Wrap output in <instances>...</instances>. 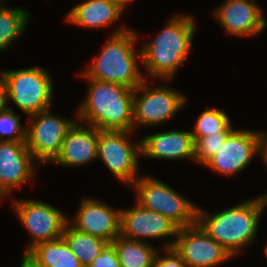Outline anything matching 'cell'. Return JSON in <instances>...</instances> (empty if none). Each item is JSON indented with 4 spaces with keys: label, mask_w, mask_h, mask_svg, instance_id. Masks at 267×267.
<instances>
[{
    "label": "cell",
    "mask_w": 267,
    "mask_h": 267,
    "mask_svg": "<svg viewBox=\"0 0 267 267\" xmlns=\"http://www.w3.org/2000/svg\"><path fill=\"white\" fill-rule=\"evenodd\" d=\"M5 86L6 103L13 101L23 113L31 116L51 107L54 93L49 72L42 67L0 71Z\"/></svg>",
    "instance_id": "5b68a950"
},
{
    "label": "cell",
    "mask_w": 267,
    "mask_h": 267,
    "mask_svg": "<svg viewBox=\"0 0 267 267\" xmlns=\"http://www.w3.org/2000/svg\"><path fill=\"white\" fill-rule=\"evenodd\" d=\"M117 251L121 267H153L157 248L148 242L119 236L111 243Z\"/></svg>",
    "instance_id": "44dd1931"
},
{
    "label": "cell",
    "mask_w": 267,
    "mask_h": 267,
    "mask_svg": "<svg viewBox=\"0 0 267 267\" xmlns=\"http://www.w3.org/2000/svg\"><path fill=\"white\" fill-rule=\"evenodd\" d=\"M76 121L62 118L50 108L29 116L26 145L37 163H51L61 150L68 130Z\"/></svg>",
    "instance_id": "9c48e42d"
},
{
    "label": "cell",
    "mask_w": 267,
    "mask_h": 267,
    "mask_svg": "<svg viewBox=\"0 0 267 267\" xmlns=\"http://www.w3.org/2000/svg\"><path fill=\"white\" fill-rule=\"evenodd\" d=\"M12 203L15 214L31 236L24 252H29L39 243L62 237L69 217L60 209L33 199H15Z\"/></svg>",
    "instance_id": "30bf717a"
},
{
    "label": "cell",
    "mask_w": 267,
    "mask_h": 267,
    "mask_svg": "<svg viewBox=\"0 0 267 267\" xmlns=\"http://www.w3.org/2000/svg\"><path fill=\"white\" fill-rule=\"evenodd\" d=\"M5 6L3 0H0V7Z\"/></svg>",
    "instance_id": "836d02e7"
},
{
    "label": "cell",
    "mask_w": 267,
    "mask_h": 267,
    "mask_svg": "<svg viewBox=\"0 0 267 267\" xmlns=\"http://www.w3.org/2000/svg\"><path fill=\"white\" fill-rule=\"evenodd\" d=\"M164 256L156 253L153 267H187L181 256L172 248H164Z\"/></svg>",
    "instance_id": "83f0119b"
},
{
    "label": "cell",
    "mask_w": 267,
    "mask_h": 267,
    "mask_svg": "<svg viewBox=\"0 0 267 267\" xmlns=\"http://www.w3.org/2000/svg\"><path fill=\"white\" fill-rule=\"evenodd\" d=\"M143 157L163 160L190 159L195 162L191 131H162L140 139Z\"/></svg>",
    "instance_id": "ac0fdd59"
},
{
    "label": "cell",
    "mask_w": 267,
    "mask_h": 267,
    "mask_svg": "<svg viewBox=\"0 0 267 267\" xmlns=\"http://www.w3.org/2000/svg\"><path fill=\"white\" fill-rule=\"evenodd\" d=\"M132 133L98 129V158L128 187L139 178V158L142 156L140 140L134 143L129 138Z\"/></svg>",
    "instance_id": "52a82bcc"
},
{
    "label": "cell",
    "mask_w": 267,
    "mask_h": 267,
    "mask_svg": "<svg viewBox=\"0 0 267 267\" xmlns=\"http://www.w3.org/2000/svg\"><path fill=\"white\" fill-rule=\"evenodd\" d=\"M115 30L101 53L87 69L79 72L80 77L118 83L135 89L147 78L137 64V60L142 59L141 48L135 51L138 35L124 25Z\"/></svg>",
    "instance_id": "277c9868"
},
{
    "label": "cell",
    "mask_w": 267,
    "mask_h": 267,
    "mask_svg": "<svg viewBox=\"0 0 267 267\" xmlns=\"http://www.w3.org/2000/svg\"><path fill=\"white\" fill-rule=\"evenodd\" d=\"M258 154L267 166V133L258 131Z\"/></svg>",
    "instance_id": "f1b7e54d"
},
{
    "label": "cell",
    "mask_w": 267,
    "mask_h": 267,
    "mask_svg": "<svg viewBox=\"0 0 267 267\" xmlns=\"http://www.w3.org/2000/svg\"><path fill=\"white\" fill-rule=\"evenodd\" d=\"M136 203L169 218L179 228L197 223L198 206L152 175H142L131 186Z\"/></svg>",
    "instance_id": "8992f818"
},
{
    "label": "cell",
    "mask_w": 267,
    "mask_h": 267,
    "mask_svg": "<svg viewBox=\"0 0 267 267\" xmlns=\"http://www.w3.org/2000/svg\"><path fill=\"white\" fill-rule=\"evenodd\" d=\"M29 253L41 267H84L62 237L39 243Z\"/></svg>",
    "instance_id": "ffe728a7"
},
{
    "label": "cell",
    "mask_w": 267,
    "mask_h": 267,
    "mask_svg": "<svg viewBox=\"0 0 267 267\" xmlns=\"http://www.w3.org/2000/svg\"><path fill=\"white\" fill-rule=\"evenodd\" d=\"M34 162L26 142L0 141V199L34 179Z\"/></svg>",
    "instance_id": "9a60e30c"
},
{
    "label": "cell",
    "mask_w": 267,
    "mask_h": 267,
    "mask_svg": "<svg viewBox=\"0 0 267 267\" xmlns=\"http://www.w3.org/2000/svg\"><path fill=\"white\" fill-rule=\"evenodd\" d=\"M264 254H265V256L267 257V243H266V245L264 246Z\"/></svg>",
    "instance_id": "d6a6232c"
},
{
    "label": "cell",
    "mask_w": 267,
    "mask_h": 267,
    "mask_svg": "<svg viewBox=\"0 0 267 267\" xmlns=\"http://www.w3.org/2000/svg\"><path fill=\"white\" fill-rule=\"evenodd\" d=\"M193 129L194 139L234 130L226 112L211 107L200 114Z\"/></svg>",
    "instance_id": "cb8c5ba5"
},
{
    "label": "cell",
    "mask_w": 267,
    "mask_h": 267,
    "mask_svg": "<svg viewBox=\"0 0 267 267\" xmlns=\"http://www.w3.org/2000/svg\"><path fill=\"white\" fill-rule=\"evenodd\" d=\"M256 155H259L258 131L234 129L203 166L222 176H233L242 172Z\"/></svg>",
    "instance_id": "7c38bea8"
},
{
    "label": "cell",
    "mask_w": 267,
    "mask_h": 267,
    "mask_svg": "<svg viewBox=\"0 0 267 267\" xmlns=\"http://www.w3.org/2000/svg\"><path fill=\"white\" fill-rule=\"evenodd\" d=\"M8 106L6 103L5 86L2 78L0 77V112Z\"/></svg>",
    "instance_id": "4dcf8cb0"
},
{
    "label": "cell",
    "mask_w": 267,
    "mask_h": 267,
    "mask_svg": "<svg viewBox=\"0 0 267 267\" xmlns=\"http://www.w3.org/2000/svg\"><path fill=\"white\" fill-rule=\"evenodd\" d=\"M124 11L110 0H87L72 8L67 13L66 21L91 29L103 28L117 22Z\"/></svg>",
    "instance_id": "d6986e66"
},
{
    "label": "cell",
    "mask_w": 267,
    "mask_h": 267,
    "mask_svg": "<svg viewBox=\"0 0 267 267\" xmlns=\"http://www.w3.org/2000/svg\"><path fill=\"white\" fill-rule=\"evenodd\" d=\"M266 207L267 192L212 216L198 207L197 223L234 258L256 239L260 217Z\"/></svg>",
    "instance_id": "6da1fadb"
},
{
    "label": "cell",
    "mask_w": 267,
    "mask_h": 267,
    "mask_svg": "<svg viewBox=\"0 0 267 267\" xmlns=\"http://www.w3.org/2000/svg\"><path fill=\"white\" fill-rule=\"evenodd\" d=\"M231 132L232 131H223L222 133H217L215 135L194 139V158L196 164L199 163L203 166L215 153L218 152V149L223 145L227 136Z\"/></svg>",
    "instance_id": "484cf974"
},
{
    "label": "cell",
    "mask_w": 267,
    "mask_h": 267,
    "mask_svg": "<svg viewBox=\"0 0 267 267\" xmlns=\"http://www.w3.org/2000/svg\"><path fill=\"white\" fill-rule=\"evenodd\" d=\"M87 80L88 94L78 107L77 120L99 130L133 132L134 89L113 82Z\"/></svg>",
    "instance_id": "3957f363"
},
{
    "label": "cell",
    "mask_w": 267,
    "mask_h": 267,
    "mask_svg": "<svg viewBox=\"0 0 267 267\" xmlns=\"http://www.w3.org/2000/svg\"><path fill=\"white\" fill-rule=\"evenodd\" d=\"M110 1L117 3L125 10V7L129 4V2L131 3V1L133 0H110Z\"/></svg>",
    "instance_id": "1f68e13d"
},
{
    "label": "cell",
    "mask_w": 267,
    "mask_h": 267,
    "mask_svg": "<svg viewBox=\"0 0 267 267\" xmlns=\"http://www.w3.org/2000/svg\"><path fill=\"white\" fill-rule=\"evenodd\" d=\"M75 122L68 130L61 150L51 162L63 167L89 164L98 159V129Z\"/></svg>",
    "instance_id": "e0dca14e"
},
{
    "label": "cell",
    "mask_w": 267,
    "mask_h": 267,
    "mask_svg": "<svg viewBox=\"0 0 267 267\" xmlns=\"http://www.w3.org/2000/svg\"><path fill=\"white\" fill-rule=\"evenodd\" d=\"M20 118L7 106L0 112V141L26 142L27 127H22Z\"/></svg>",
    "instance_id": "d4e9b609"
},
{
    "label": "cell",
    "mask_w": 267,
    "mask_h": 267,
    "mask_svg": "<svg viewBox=\"0 0 267 267\" xmlns=\"http://www.w3.org/2000/svg\"><path fill=\"white\" fill-rule=\"evenodd\" d=\"M73 219H68L73 228L101 238L109 244L120 236L121 209L111 208L99 199L83 198Z\"/></svg>",
    "instance_id": "5bb4252c"
},
{
    "label": "cell",
    "mask_w": 267,
    "mask_h": 267,
    "mask_svg": "<svg viewBox=\"0 0 267 267\" xmlns=\"http://www.w3.org/2000/svg\"><path fill=\"white\" fill-rule=\"evenodd\" d=\"M173 248L187 267H215L233 258L198 223L179 228Z\"/></svg>",
    "instance_id": "8fae6325"
},
{
    "label": "cell",
    "mask_w": 267,
    "mask_h": 267,
    "mask_svg": "<svg viewBox=\"0 0 267 267\" xmlns=\"http://www.w3.org/2000/svg\"><path fill=\"white\" fill-rule=\"evenodd\" d=\"M148 87L145 79L134 89V129L136 126L153 127L168 122L187 103V97L173 88L163 85L149 89Z\"/></svg>",
    "instance_id": "ba28073f"
},
{
    "label": "cell",
    "mask_w": 267,
    "mask_h": 267,
    "mask_svg": "<svg viewBox=\"0 0 267 267\" xmlns=\"http://www.w3.org/2000/svg\"><path fill=\"white\" fill-rule=\"evenodd\" d=\"M23 255L24 256L19 267H41L29 252H24Z\"/></svg>",
    "instance_id": "f546056e"
},
{
    "label": "cell",
    "mask_w": 267,
    "mask_h": 267,
    "mask_svg": "<svg viewBox=\"0 0 267 267\" xmlns=\"http://www.w3.org/2000/svg\"><path fill=\"white\" fill-rule=\"evenodd\" d=\"M62 238L84 267L93 262L109 244L101 238L79 232L69 223L65 225Z\"/></svg>",
    "instance_id": "7402d4cb"
},
{
    "label": "cell",
    "mask_w": 267,
    "mask_h": 267,
    "mask_svg": "<svg viewBox=\"0 0 267 267\" xmlns=\"http://www.w3.org/2000/svg\"><path fill=\"white\" fill-rule=\"evenodd\" d=\"M179 227L164 215L141 207L138 203L128 209H121L120 235L126 239L171 238L164 248H172ZM142 239V240H141Z\"/></svg>",
    "instance_id": "4fadbf2b"
},
{
    "label": "cell",
    "mask_w": 267,
    "mask_h": 267,
    "mask_svg": "<svg viewBox=\"0 0 267 267\" xmlns=\"http://www.w3.org/2000/svg\"><path fill=\"white\" fill-rule=\"evenodd\" d=\"M196 26L193 17L177 14L154 39L142 45L141 61L146 75L157 80L174 79L192 48Z\"/></svg>",
    "instance_id": "7a4b0ae2"
},
{
    "label": "cell",
    "mask_w": 267,
    "mask_h": 267,
    "mask_svg": "<svg viewBox=\"0 0 267 267\" xmlns=\"http://www.w3.org/2000/svg\"><path fill=\"white\" fill-rule=\"evenodd\" d=\"M29 20L30 14L25 8L0 7V53L24 34Z\"/></svg>",
    "instance_id": "603a6c76"
},
{
    "label": "cell",
    "mask_w": 267,
    "mask_h": 267,
    "mask_svg": "<svg viewBox=\"0 0 267 267\" xmlns=\"http://www.w3.org/2000/svg\"><path fill=\"white\" fill-rule=\"evenodd\" d=\"M213 13L229 35L257 36L267 26L262 9L254 0H225Z\"/></svg>",
    "instance_id": "2e32d148"
},
{
    "label": "cell",
    "mask_w": 267,
    "mask_h": 267,
    "mask_svg": "<svg viewBox=\"0 0 267 267\" xmlns=\"http://www.w3.org/2000/svg\"><path fill=\"white\" fill-rule=\"evenodd\" d=\"M86 267H121V264L116 249L112 244H108Z\"/></svg>",
    "instance_id": "4316f807"
}]
</instances>
